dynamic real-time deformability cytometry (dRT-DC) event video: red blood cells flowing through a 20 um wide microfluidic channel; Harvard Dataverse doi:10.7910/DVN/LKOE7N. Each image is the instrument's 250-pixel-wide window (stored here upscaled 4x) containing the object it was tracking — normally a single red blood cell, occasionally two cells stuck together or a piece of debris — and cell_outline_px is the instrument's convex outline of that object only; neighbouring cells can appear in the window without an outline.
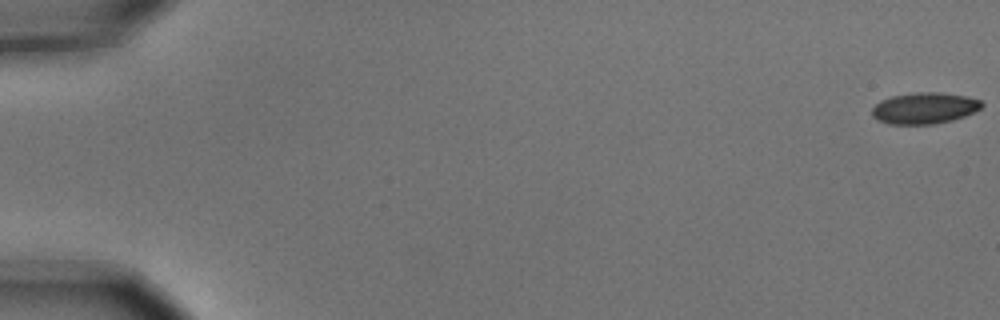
{"species": "common noctule bat (a hibernating species)", "species_latin": "Nyctalus noctula", "temperature_condition": "cold", "stored_images_in_passage": 5, "camera_frame_rate_fps": 3000, "um_per_image_px": 0.085, "animal": {"sex": "male", "body_mass_g": 15.6}, "frame": {"image": 1, "passage_image": 1, "time_ms": 0.0, "image_size_px": [1000, 320], "cell_outline_px": [[984, 104], [980, 108], [964, 116], [952, 120], [932, 124], [888, 124], [876, 120], [872, 116], [872, 108], [880, 100], [892, 96], [916, 92], [940, 92], [968, 96], [980, 100]], "centroid_in_image_um": [78.55, 9.19], "position_along_channel_um": 6.4, "area_um2": 20.06}}
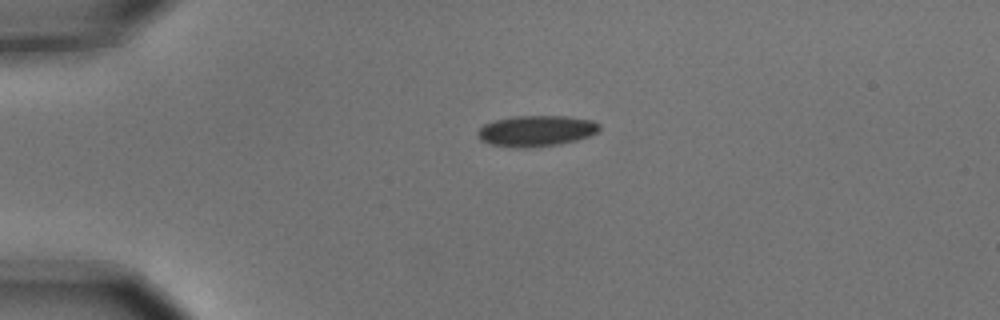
{"frame": {"image": 2, "passage_image": 4, "time_ms": 1.0, "image_size_px": [1000, 320], "cell_outline_px": [[600, 128], [596, 132], [588, 136], [576, 140], [560, 144], [528, 148], [512, 148], [492, 144], [480, 140], [476, 136], [476, 132], [484, 124], [496, 120], [512, 116], [564, 116], [592, 120], [600, 124]], "centroid_in_image_um": [45.54, 11.13], "position_along_channel_um": 39.5, "area_um2": 22.02}}